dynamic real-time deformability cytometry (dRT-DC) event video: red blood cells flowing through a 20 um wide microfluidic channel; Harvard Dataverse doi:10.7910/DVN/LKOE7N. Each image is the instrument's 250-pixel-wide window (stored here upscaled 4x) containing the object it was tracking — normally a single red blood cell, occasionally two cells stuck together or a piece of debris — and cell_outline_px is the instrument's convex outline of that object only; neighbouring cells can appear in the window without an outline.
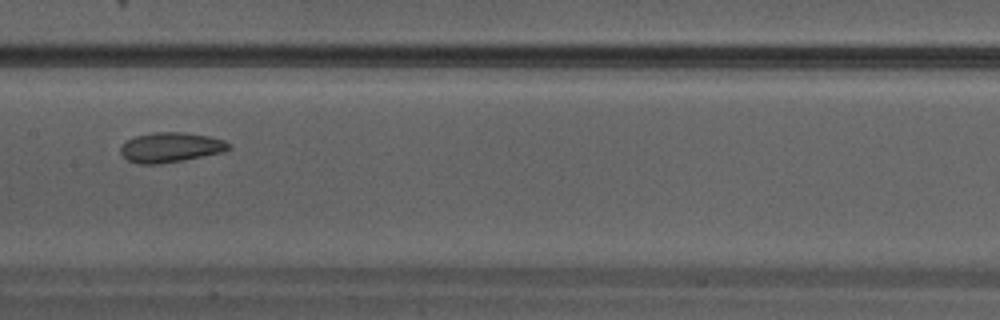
{"species": "Egyptian fruit bat (a non-hibernating species)", "species_latin": "Rousettus aegyptiacus", "temperature_condition": "warm", "stored_images_in_passage": 32, "camera_frame_rate_fps": 3000, "um_per_image_px": 0.085, "animal": {"sex": "male"}, "frame": {"image": 1, "passage_image": 14, "time_ms": 4.333, "image_size_px": [1000, 320], "cell_outline_px": [[232, 148], [224, 152], [184, 160], [160, 164], [140, 164], [128, 160], [120, 152], [120, 148], [128, 140], [136, 136], [156, 132], [184, 132], [208, 136], [224, 140], [232, 144]], "centroid_in_image_um": [14.56, 12.53], "position_along_channel_um": 192.8, "area_um2": 18.84}}